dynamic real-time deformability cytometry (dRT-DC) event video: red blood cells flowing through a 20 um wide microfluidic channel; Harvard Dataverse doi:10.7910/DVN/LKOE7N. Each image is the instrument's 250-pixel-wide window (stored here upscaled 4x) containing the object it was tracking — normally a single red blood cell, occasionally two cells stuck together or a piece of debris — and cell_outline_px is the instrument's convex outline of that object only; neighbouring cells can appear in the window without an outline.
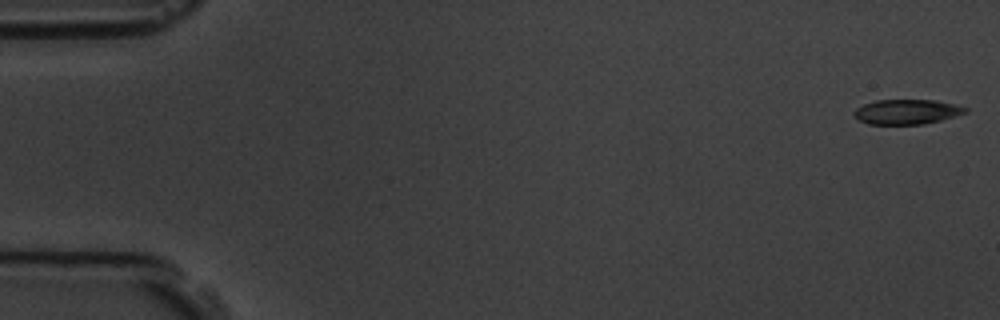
{"species": "common noctule bat (a hibernating species)", "species_latin": "Nyctalus noctula", "temperature_condition": "room temperature", "stored_images_in_passage": 6, "camera_frame_rate_fps": 3000, "um_per_image_px": 0.085, "animal": {"sex": "male", "body_mass_g": 19.5, "forearm_length_mm": 54.6}, "frame": {"image": 1, "passage_image": 1, "time_ms": 0.0, "image_size_px": [1000, 320], "cell_outline_px": [[968, 112], [940, 120], [924, 124], [868, 124], [860, 120], [852, 112], [856, 108], [864, 104], [876, 100], [936, 100], [956, 104], [968, 108]], "centroid_in_image_um": [77.1, 9.49], "position_along_channel_um": 7.9, "area_um2": 16.07}}
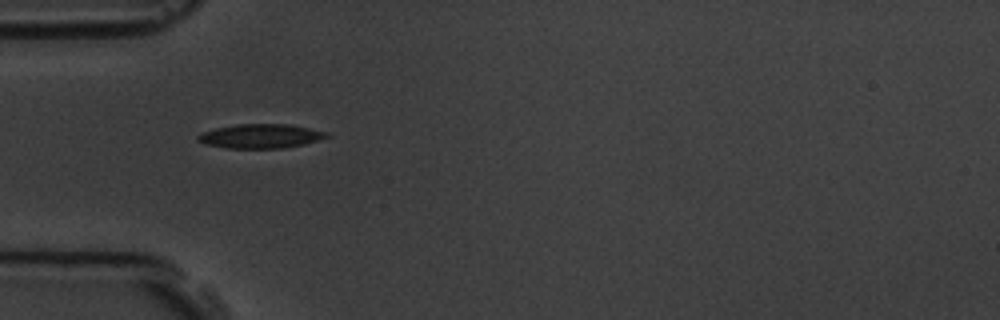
{"frame": {"image": 2, "passage_image": 5, "time_ms": 5.333, "image_size_px": [1000, 320], "cell_outline_px": [[332, 136], [304, 144], [284, 148], [224, 148], [204, 144], [196, 140], [196, 136], [204, 132], [216, 128], [236, 124], [288, 124], [328, 132]], "centroid_in_image_um": [22.14, 11.57], "position_along_channel_um": 62.9, "area_um2": 18.21}}
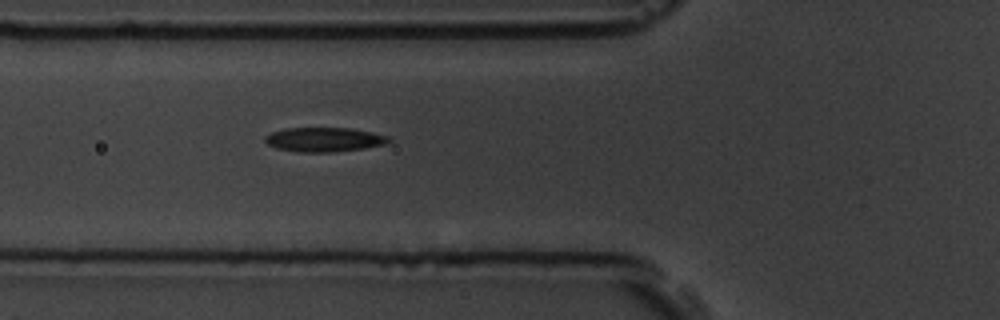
{"frame": {"image": 3, "passage_image": 6, "time_ms": 6.333, "image_size_px": [1000, 320], "cell_outline_px": [[392, 140], [384, 144], [364, 148], [332, 152], [296, 152], [276, 148], [268, 144], [264, 140], [264, 136], [272, 132], [284, 128], [348, 128], [372, 132], [388, 136]], "centroid_in_image_um": [27.52, 11.86], "position_along_channel_um": 98.3, "area_um2": 17.51}}